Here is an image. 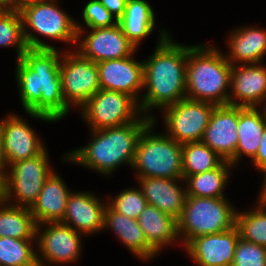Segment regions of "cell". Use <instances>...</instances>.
<instances>
[{
  "label": "cell",
  "mask_w": 266,
  "mask_h": 266,
  "mask_svg": "<svg viewBox=\"0 0 266 266\" xmlns=\"http://www.w3.org/2000/svg\"><path fill=\"white\" fill-rule=\"evenodd\" d=\"M59 58L55 48H28L17 60L22 105L34 118L57 121L70 109L62 94Z\"/></svg>",
  "instance_id": "6da1fadb"
},
{
  "label": "cell",
  "mask_w": 266,
  "mask_h": 266,
  "mask_svg": "<svg viewBox=\"0 0 266 266\" xmlns=\"http://www.w3.org/2000/svg\"><path fill=\"white\" fill-rule=\"evenodd\" d=\"M166 31L153 55L143 63L144 87H147L139 106L142 112L148 108L163 107L186 98L187 47L173 43Z\"/></svg>",
  "instance_id": "7a4b0ae2"
},
{
  "label": "cell",
  "mask_w": 266,
  "mask_h": 266,
  "mask_svg": "<svg viewBox=\"0 0 266 266\" xmlns=\"http://www.w3.org/2000/svg\"><path fill=\"white\" fill-rule=\"evenodd\" d=\"M152 120L145 116L122 126L93 130L92 142L69 153L67 159L102 174H110L124 162L132 166L139 137Z\"/></svg>",
  "instance_id": "3957f363"
},
{
  "label": "cell",
  "mask_w": 266,
  "mask_h": 266,
  "mask_svg": "<svg viewBox=\"0 0 266 266\" xmlns=\"http://www.w3.org/2000/svg\"><path fill=\"white\" fill-rule=\"evenodd\" d=\"M206 47H187L186 98L216 106H237L238 102L226 93L232 65L218 50Z\"/></svg>",
  "instance_id": "277c9868"
},
{
  "label": "cell",
  "mask_w": 266,
  "mask_h": 266,
  "mask_svg": "<svg viewBox=\"0 0 266 266\" xmlns=\"http://www.w3.org/2000/svg\"><path fill=\"white\" fill-rule=\"evenodd\" d=\"M155 119L144 128L135 152L132 167L139 178L182 179V145L169 136L150 134Z\"/></svg>",
  "instance_id": "5b68a950"
},
{
  "label": "cell",
  "mask_w": 266,
  "mask_h": 266,
  "mask_svg": "<svg viewBox=\"0 0 266 266\" xmlns=\"http://www.w3.org/2000/svg\"><path fill=\"white\" fill-rule=\"evenodd\" d=\"M55 1L38 0L20 10L24 39L28 48L54 49L53 46L40 41L32 32L29 33L26 29L28 26L35 32L56 40L74 43L80 39L83 28L59 9Z\"/></svg>",
  "instance_id": "8992f818"
},
{
  "label": "cell",
  "mask_w": 266,
  "mask_h": 266,
  "mask_svg": "<svg viewBox=\"0 0 266 266\" xmlns=\"http://www.w3.org/2000/svg\"><path fill=\"white\" fill-rule=\"evenodd\" d=\"M177 224L178 236L180 233L183 235L185 246L193 238L225 232L235 227L236 211L224 197L187 196Z\"/></svg>",
  "instance_id": "52a82bcc"
},
{
  "label": "cell",
  "mask_w": 266,
  "mask_h": 266,
  "mask_svg": "<svg viewBox=\"0 0 266 266\" xmlns=\"http://www.w3.org/2000/svg\"><path fill=\"white\" fill-rule=\"evenodd\" d=\"M136 102L127 93L100 89L81 108L83 117L90 122L92 129L101 130L138 120L136 114L141 109Z\"/></svg>",
  "instance_id": "ba28073f"
},
{
  "label": "cell",
  "mask_w": 266,
  "mask_h": 266,
  "mask_svg": "<svg viewBox=\"0 0 266 266\" xmlns=\"http://www.w3.org/2000/svg\"><path fill=\"white\" fill-rule=\"evenodd\" d=\"M47 157L46 150H44L33 158L19 160L9 165L12 168L9 174H5L4 202L11 197H16V203H19V205L16 204L17 206L32 207L45 181L53 172L49 168Z\"/></svg>",
  "instance_id": "9c48e42d"
},
{
  "label": "cell",
  "mask_w": 266,
  "mask_h": 266,
  "mask_svg": "<svg viewBox=\"0 0 266 266\" xmlns=\"http://www.w3.org/2000/svg\"><path fill=\"white\" fill-rule=\"evenodd\" d=\"M215 106L185 98L165 107L164 122L169 129L167 136L181 145L201 141Z\"/></svg>",
  "instance_id": "30bf717a"
},
{
  "label": "cell",
  "mask_w": 266,
  "mask_h": 266,
  "mask_svg": "<svg viewBox=\"0 0 266 266\" xmlns=\"http://www.w3.org/2000/svg\"><path fill=\"white\" fill-rule=\"evenodd\" d=\"M60 76L62 94L69 108L72 104L82 107L100 90L97 63L79 52L64 54V61L60 62Z\"/></svg>",
  "instance_id": "8fae6325"
},
{
  "label": "cell",
  "mask_w": 266,
  "mask_h": 266,
  "mask_svg": "<svg viewBox=\"0 0 266 266\" xmlns=\"http://www.w3.org/2000/svg\"><path fill=\"white\" fill-rule=\"evenodd\" d=\"M240 232L237 226L225 232L191 239L185 248L199 266H232Z\"/></svg>",
  "instance_id": "7c38bea8"
},
{
  "label": "cell",
  "mask_w": 266,
  "mask_h": 266,
  "mask_svg": "<svg viewBox=\"0 0 266 266\" xmlns=\"http://www.w3.org/2000/svg\"><path fill=\"white\" fill-rule=\"evenodd\" d=\"M238 106L217 105L210 116L202 142L225 161L234 155L238 143Z\"/></svg>",
  "instance_id": "4fadbf2b"
},
{
  "label": "cell",
  "mask_w": 266,
  "mask_h": 266,
  "mask_svg": "<svg viewBox=\"0 0 266 266\" xmlns=\"http://www.w3.org/2000/svg\"><path fill=\"white\" fill-rule=\"evenodd\" d=\"M80 43L79 53L95 63L133 56L136 51V47L125 37L119 24L109 28L92 29Z\"/></svg>",
  "instance_id": "5bb4252c"
},
{
  "label": "cell",
  "mask_w": 266,
  "mask_h": 266,
  "mask_svg": "<svg viewBox=\"0 0 266 266\" xmlns=\"http://www.w3.org/2000/svg\"><path fill=\"white\" fill-rule=\"evenodd\" d=\"M143 63L131 56L98 62L100 89L127 93L137 100V92L144 88Z\"/></svg>",
  "instance_id": "9a60e30c"
},
{
  "label": "cell",
  "mask_w": 266,
  "mask_h": 266,
  "mask_svg": "<svg viewBox=\"0 0 266 266\" xmlns=\"http://www.w3.org/2000/svg\"><path fill=\"white\" fill-rule=\"evenodd\" d=\"M7 166L19 160L33 158L45 148L35 132L18 116L9 115L0 122Z\"/></svg>",
  "instance_id": "2e32d148"
},
{
  "label": "cell",
  "mask_w": 266,
  "mask_h": 266,
  "mask_svg": "<svg viewBox=\"0 0 266 266\" xmlns=\"http://www.w3.org/2000/svg\"><path fill=\"white\" fill-rule=\"evenodd\" d=\"M46 230L38 237V248L47 262L63 263L77 260L80 254V234L61 222H47Z\"/></svg>",
  "instance_id": "e0dca14e"
},
{
  "label": "cell",
  "mask_w": 266,
  "mask_h": 266,
  "mask_svg": "<svg viewBox=\"0 0 266 266\" xmlns=\"http://www.w3.org/2000/svg\"><path fill=\"white\" fill-rule=\"evenodd\" d=\"M101 203L90 193H70L64 217L60 222L68 226L74 223L76 228H72L83 234L104 229V209L106 206Z\"/></svg>",
  "instance_id": "ac0fdd59"
},
{
  "label": "cell",
  "mask_w": 266,
  "mask_h": 266,
  "mask_svg": "<svg viewBox=\"0 0 266 266\" xmlns=\"http://www.w3.org/2000/svg\"><path fill=\"white\" fill-rule=\"evenodd\" d=\"M70 191L64 181L54 172L47 178L36 202L30 208L34 221L37 224L36 233H39L40 223L60 222L65 214Z\"/></svg>",
  "instance_id": "d6986e66"
},
{
  "label": "cell",
  "mask_w": 266,
  "mask_h": 266,
  "mask_svg": "<svg viewBox=\"0 0 266 266\" xmlns=\"http://www.w3.org/2000/svg\"><path fill=\"white\" fill-rule=\"evenodd\" d=\"M230 86L232 95L242 101L237 106L257 107L266 99V68L259 64H233Z\"/></svg>",
  "instance_id": "ffe728a7"
},
{
  "label": "cell",
  "mask_w": 266,
  "mask_h": 266,
  "mask_svg": "<svg viewBox=\"0 0 266 266\" xmlns=\"http://www.w3.org/2000/svg\"><path fill=\"white\" fill-rule=\"evenodd\" d=\"M179 179L166 178H139L141 192L149 205L155 206L163 213L171 215L176 220L181 217L185 200L186 189L176 185Z\"/></svg>",
  "instance_id": "44dd1931"
},
{
  "label": "cell",
  "mask_w": 266,
  "mask_h": 266,
  "mask_svg": "<svg viewBox=\"0 0 266 266\" xmlns=\"http://www.w3.org/2000/svg\"><path fill=\"white\" fill-rule=\"evenodd\" d=\"M111 227L121 241L136 256L152 258L157 252L148 244L144 231L137 220L114 211L109 205L104 209V228Z\"/></svg>",
  "instance_id": "7402d4cb"
},
{
  "label": "cell",
  "mask_w": 266,
  "mask_h": 266,
  "mask_svg": "<svg viewBox=\"0 0 266 266\" xmlns=\"http://www.w3.org/2000/svg\"><path fill=\"white\" fill-rule=\"evenodd\" d=\"M137 222L144 231L148 244L156 252L178 236L177 220L155 206L147 204Z\"/></svg>",
  "instance_id": "603a6c76"
},
{
  "label": "cell",
  "mask_w": 266,
  "mask_h": 266,
  "mask_svg": "<svg viewBox=\"0 0 266 266\" xmlns=\"http://www.w3.org/2000/svg\"><path fill=\"white\" fill-rule=\"evenodd\" d=\"M257 109L238 106V143L235 155L229 160L232 165H235L243 154L252 159L256 156L266 126L261 112Z\"/></svg>",
  "instance_id": "cb8c5ba5"
},
{
  "label": "cell",
  "mask_w": 266,
  "mask_h": 266,
  "mask_svg": "<svg viewBox=\"0 0 266 266\" xmlns=\"http://www.w3.org/2000/svg\"><path fill=\"white\" fill-rule=\"evenodd\" d=\"M230 53L225 58L231 65L235 61L243 64H260L266 54V32L263 29L240 28L229 38ZM233 62V63H232Z\"/></svg>",
  "instance_id": "d4e9b609"
},
{
  "label": "cell",
  "mask_w": 266,
  "mask_h": 266,
  "mask_svg": "<svg viewBox=\"0 0 266 266\" xmlns=\"http://www.w3.org/2000/svg\"><path fill=\"white\" fill-rule=\"evenodd\" d=\"M154 11L145 0H127L125 12L118 20L125 37L136 47L155 26Z\"/></svg>",
  "instance_id": "484cf974"
},
{
  "label": "cell",
  "mask_w": 266,
  "mask_h": 266,
  "mask_svg": "<svg viewBox=\"0 0 266 266\" xmlns=\"http://www.w3.org/2000/svg\"><path fill=\"white\" fill-rule=\"evenodd\" d=\"M36 226L30 208L15 204L0 208V237L34 239L39 235Z\"/></svg>",
  "instance_id": "4316f807"
},
{
  "label": "cell",
  "mask_w": 266,
  "mask_h": 266,
  "mask_svg": "<svg viewBox=\"0 0 266 266\" xmlns=\"http://www.w3.org/2000/svg\"><path fill=\"white\" fill-rule=\"evenodd\" d=\"M233 166L229 161H223L217 168L188 176L185 180L187 196L223 198V190L228 179V168Z\"/></svg>",
  "instance_id": "83f0119b"
},
{
  "label": "cell",
  "mask_w": 266,
  "mask_h": 266,
  "mask_svg": "<svg viewBox=\"0 0 266 266\" xmlns=\"http://www.w3.org/2000/svg\"><path fill=\"white\" fill-rule=\"evenodd\" d=\"M223 161V158L202 141L185 143L182 145L183 180L217 168Z\"/></svg>",
  "instance_id": "f1b7e54d"
},
{
  "label": "cell",
  "mask_w": 266,
  "mask_h": 266,
  "mask_svg": "<svg viewBox=\"0 0 266 266\" xmlns=\"http://www.w3.org/2000/svg\"><path fill=\"white\" fill-rule=\"evenodd\" d=\"M31 240L0 237V266H44L31 248Z\"/></svg>",
  "instance_id": "f546056e"
},
{
  "label": "cell",
  "mask_w": 266,
  "mask_h": 266,
  "mask_svg": "<svg viewBox=\"0 0 266 266\" xmlns=\"http://www.w3.org/2000/svg\"><path fill=\"white\" fill-rule=\"evenodd\" d=\"M259 201L256 210L236 213V226L241 238L266 248V198Z\"/></svg>",
  "instance_id": "4dcf8cb0"
},
{
  "label": "cell",
  "mask_w": 266,
  "mask_h": 266,
  "mask_svg": "<svg viewBox=\"0 0 266 266\" xmlns=\"http://www.w3.org/2000/svg\"><path fill=\"white\" fill-rule=\"evenodd\" d=\"M17 46V60L28 49L24 34L23 21L18 10L0 9V46Z\"/></svg>",
  "instance_id": "1f68e13d"
},
{
  "label": "cell",
  "mask_w": 266,
  "mask_h": 266,
  "mask_svg": "<svg viewBox=\"0 0 266 266\" xmlns=\"http://www.w3.org/2000/svg\"><path fill=\"white\" fill-rule=\"evenodd\" d=\"M147 200L140 189L123 190L110 203V207L129 218L137 220L147 205Z\"/></svg>",
  "instance_id": "d6a6232c"
},
{
  "label": "cell",
  "mask_w": 266,
  "mask_h": 266,
  "mask_svg": "<svg viewBox=\"0 0 266 266\" xmlns=\"http://www.w3.org/2000/svg\"><path fill=\"white\" fill-rule=\"evenodd\" d=\"M232 266H266V248L240 237Z\"/></svg>",
  "instance_id": "836d02e7"
},
{
  "label": "cell",
  "mask_w": 266,
  "mask_h": 266,
  "mask_svg": "<svg viewBox=\"0 0 266 266\" xmlns=\"http://www.w3.org/2000/svg\"><path fill=\"white\" fill-rule=\"evenodd\" d=\"M113 18L99 0H90L83 10V19L91 29L113 27L118 24Z\"/></svg>",
  "instance_id": "e575fe53"
},
{
  "label": "cell",
  "mask_w": 266,
  "mask_h": 266,
  "mask_svg": "<svg viewBox=\"0 0 266 266\" xmlns=\"http://www.w3.org/2000/svg\"><path fill=\"white\" fill-rule=\"evenodd\" d=\"M102 5L115 17V20H119L125 12L127 0H99Z\"/></svg>",
  "instance_id": "d590c367"
},
{
  "label": "cell",
  "mask_w": 266,
  "mask_h": 266,
  "mask_svg": "<svg viewBox=\"0 0 266 266\" xmlns=\"http://www.w3.org/2000/svg\"><path fill=\"white\" fill-rule=\"evenodd\" d=\"M252 162L263 172L266 170V126L261 136L260 146Z\"/></svg>",
  "instance_id": "8d00e7d4"
},
{
  "label": "cell",
  "mask_w": 266,
  "mask_h": 266,
  "mask_svg": "<svg viewBox=\"0 0 266 266\" xmlns=\"http://www.w3.org/2000/svg\"><path fill=\"white\" fill-rule=\"evenodd\" d=\"M35 1L38 0H6V9L20 11L24 6L32 4Z\"/></svg>",
  "instance_id": "74e56055"
},
{
  "label": "cell",
  "mask_w": 266,
  "mask_h": 266,
  "mask_svg": "<svg viewBox=\"0 0 266 266\" xmlns=\"http://www.w3.org/2000/svg\"><path fill=\"white\" fill-rule=\"evenodd\" d=\"M5 174L6 171L0 168V207L5 203Z\"/></svg>",
  "instance_id": "f35d334b"
},
{
  "label": "cell",
  "mask_w": 266,
  "mask_h": 266,
  "mask_svg": "<svg viewBox=\"0 0 266 266\" xmlns=\"http://www.w3.org/2000/svg\"><path fill=\"white\" fill-rule=\"evenodd\" d=\"M6 156L4 153L3 137L0 131V168L5 169L7 166Z\"/></svg>",
  "instance_id": "ab89813d"
},
{
  "label": "cell",
  "mask_w": 266,
  "mask_h": 266,
  "mask_svg": "<svg viewBox=\"0 0 266 266\" xmlns=\"http://www.w3.org/2000/svg\"><path fill=\"white\" fill-rule=\"evenodd\" d=\"M263 173H265L264 175V187H263V190H262V193L260 194V198H266V170L263 172Z\"/></svg>",
  "instance_id": "60d3db41"
},
{
  "label": "cell",
  "mask_w": 266,
  "mask_h": 266,
  "mask_svg": "<svg viewBox=\"0 0 266 266\" xmlns=\"http://www.w3.org/2000/svg\"><path fill=\"white\" fill-rule=\"evenodd\" d=\"M0 9H6V0H0Z\"/></svg>",
  "instance_id": "b9f144b4"
},
{
  "label": "cell",
  "mask_w": 266,
  "mask_h": 266,
  "mask_svg": "<svg viewBox=\"0 0 266 266\" xmlns=\"http://www.w3.org/2000/svg\"><path fill=\"white\" fill-rule=\"evenodd\" d=\"M266 106V105H265ZM265 108V110L263 111V113H261V116H262V119H263V121L265 122V124H266V107H264Z\"/></svg>",
  "instance_id": "7bdbcfd3"
}]
</instances>
